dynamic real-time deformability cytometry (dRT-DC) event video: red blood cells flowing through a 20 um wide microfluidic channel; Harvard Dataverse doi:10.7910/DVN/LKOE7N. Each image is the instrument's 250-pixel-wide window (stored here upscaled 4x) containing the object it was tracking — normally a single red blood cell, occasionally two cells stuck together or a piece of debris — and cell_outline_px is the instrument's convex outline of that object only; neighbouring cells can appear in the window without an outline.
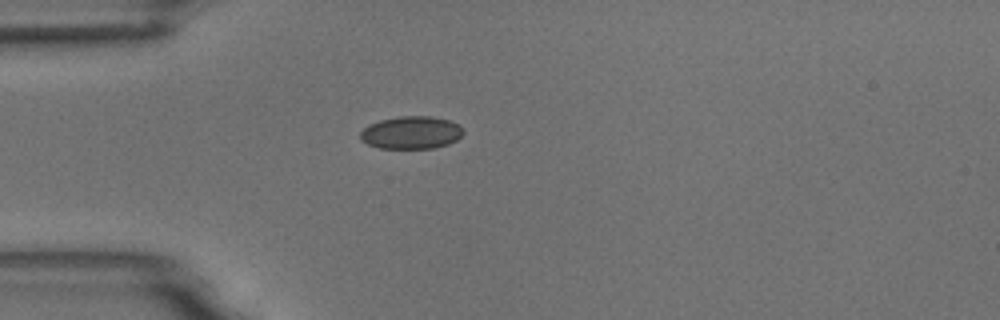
{"species": "common noctule bat (a hibernating species)", "species_latin": "Nyctalus noctula", "temperature_condition": "room temperature", "stored_images_in_passage": 1, "camera_frame_rate_fps": 3000, "um_per_image_px": 0.085, "animal": {"sex": "male", "body_mass_g": 18.8}, "frame": {"image": 1, "passage_image": 1, "time_ms": 0.0, "image_size_px": [1000, 320], "cell_outline_px": [[464, 132], [456, 140], [448, 144], [432, 148], [380, 148], [368, 144], [360, 140], [360, 132], [368, 124], [380, 120], [400, 116], [432, 116], [448, 120], [460, 124], [464, 128]], "centroid_in_image_um": [34.96, 11.26], "position_along_channel_um": 50.0, "area_um2": 19.71}}